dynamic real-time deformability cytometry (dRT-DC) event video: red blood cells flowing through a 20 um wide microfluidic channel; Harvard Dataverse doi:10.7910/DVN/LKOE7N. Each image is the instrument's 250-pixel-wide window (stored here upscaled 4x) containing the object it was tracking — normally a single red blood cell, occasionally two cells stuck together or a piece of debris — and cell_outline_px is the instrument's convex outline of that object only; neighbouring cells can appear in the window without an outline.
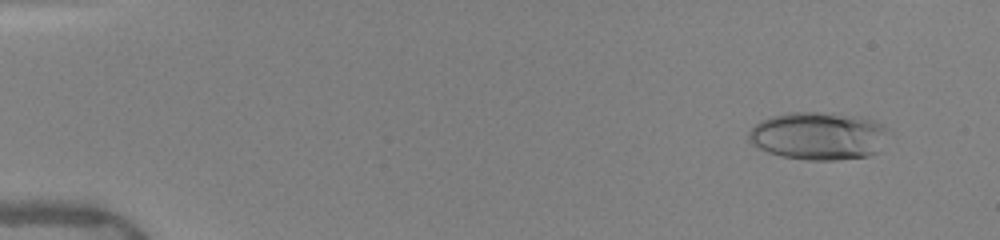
{"species": "human", "species_latin": "Homo sapiens", "temperature_condition": "warm", "stored_images_in_passage": 45, "camera_frame_rate_fps": 3000, "um_per_image_px": 0.085, "donor": {"sex": "female"}, "frame": {"image": 1, "passage_image": 5, "time_ms": 1.333, "image_size_px": [1000, 240], "cell_outline_px": [[884, 132], [876, 152], [868, 156], [836, 160], [808, 160], [780, 156], [768, 152], [752, 144], [748, 140], [748, 132], [760, 120], [772, 116], [788, 112], [820, 112], [860, 116], [872, 120], [880, 124], [884, 128]], "centroid_in_image_um": [69.46, 11.54], "position_along_channel_um": 15.5, "area_um2": 38.44}}
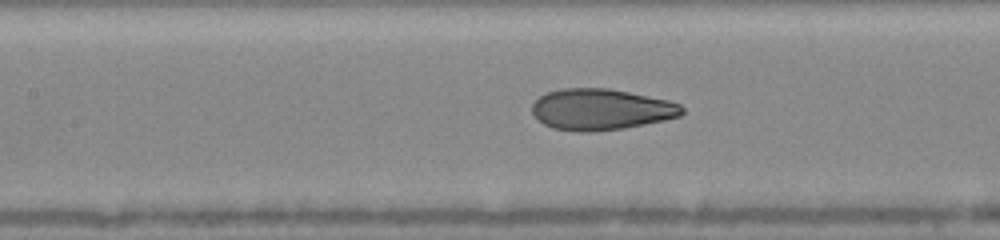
{"frame": {"image": 2, "passage_image": 25, "time_ms": 8.0, "image_size_px": [1000, 240], "cell_outline_px": [[684, 112], [680, 116], [664, 120], [624, 128], [592, 132], [576, 132], [552, 128], [544, 124], [532, 112], [532, 104], [540, 96], [548, 92], [560, 88], [608, 88], [668, 100], [680, 104], [684, 108]], "centroid_in_image_um": [51.08, 9.3], "position_along_channel_um": 156.3, "area_um2": 35.95}}
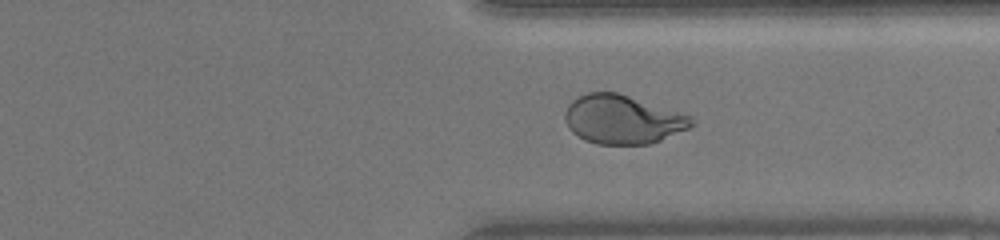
{"frame": {"image": 3, "passage_image": 40, "time_ms": 13.0, "image_size_px": [1000, 240], "cell_outline_px": [[692, 124], [688, 128], [660, 140], [648, 144], [596, 144], [584, 140], [572, 132], [568, 128], [564, 120], [564, 112], [568, 104], [572, 100], [588, 92], [616, 92], [692, 116]], "centroid_in_image_um": [52.86, 10.16], "position_along_channel_um": 358.5, "area_um2": 35.72}}